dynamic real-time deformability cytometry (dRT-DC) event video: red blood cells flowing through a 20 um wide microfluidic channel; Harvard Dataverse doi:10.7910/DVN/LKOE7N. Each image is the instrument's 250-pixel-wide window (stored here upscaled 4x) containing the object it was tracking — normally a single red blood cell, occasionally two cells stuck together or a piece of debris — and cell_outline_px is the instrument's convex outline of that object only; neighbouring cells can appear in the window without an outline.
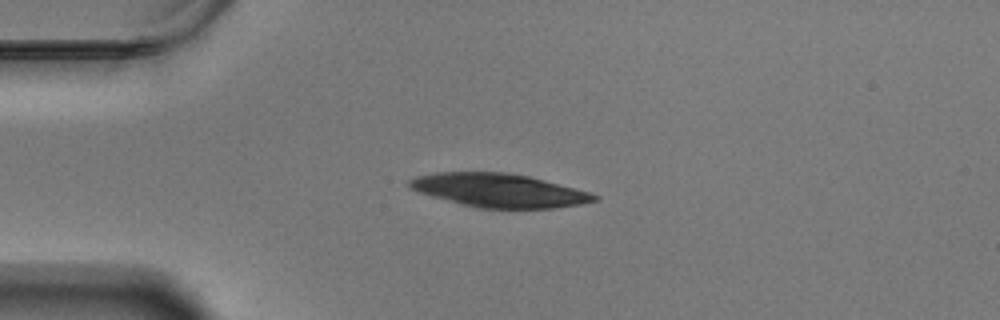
{"species": "Egyptian fruit bat (a non-hibernating species)", "species_latin": "Rousettus aegyptiacus", "temperature_condition": "warm", "stored_images_in_passage": 45, "camera_frame_rate_fps": 3000, "um_per_image_px": 0.085, "animal": {"sex": "male"}, "frame": {"image": 1, "passage_image": 1, "time_ms": 0.0, "image_size_px": [1000, 320], "cell_outline_px": [[600, 200], [580, 204], [552, 208], [476, 208], [460, 204], [416, 192], [408, 188], [408, 180], [416, 176], [436, 172], [508, 172], [528, 176], [592, 192], [600, 196]], "centroid_in_image_um": [42.4, 16.18], "position_along_channel_um": 42.6, "area_um2": 36.47}}